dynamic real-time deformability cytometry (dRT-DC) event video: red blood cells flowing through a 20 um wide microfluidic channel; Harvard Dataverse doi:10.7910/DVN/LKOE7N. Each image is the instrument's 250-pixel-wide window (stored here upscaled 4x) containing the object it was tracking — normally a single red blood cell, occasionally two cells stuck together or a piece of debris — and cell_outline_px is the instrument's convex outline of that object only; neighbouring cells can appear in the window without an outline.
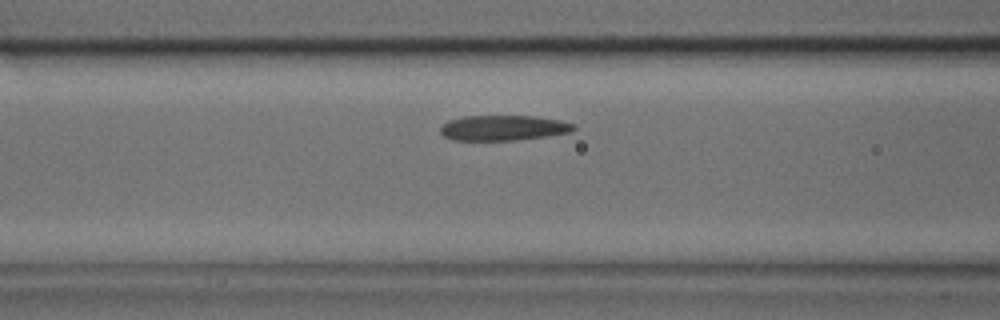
{"species": "common noctule bat (a hibernating species)", "species_latin": "Nyctalus noctula", "temperature_condition": "cold", "stored_images_in_passage": 26, "camera_frame_rate_fps": 3000, "um_per_image_px": 0.085, "animal": {"sex": "male", "body_mass_g": 17.9, "forearm_length_mm": 54.2}, "frame": {"image": 1, "passage_image": 5, "time_ms": 1.333, "image_size_px": [1000, 320], "cell_outline_px": [[576, 128], [572, 132], [516, 140], [452, 140], [444, 136], [440, 132], [440, 128], [448, 120], [464, 116], [536, 116], [560, 120], [576, 124]], "centroid_in_image_um": [42.8, 10.86], "position_along_channel_um": 123.8, "area_um2": 19.65}}
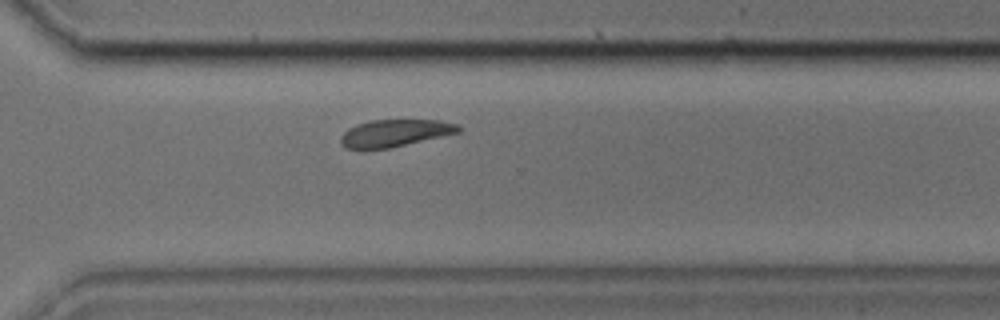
{"frame": {"image": 2, "passage_image": 19, "time_ms": 6.0, "image_size_px": [1000, 320], "cell_outline_px": [[464, 128], [460, 132], [388, 148], [348, 148], [340, 144], [340, 136], [348, 128], [356, 124], [368, 120], [440, 120], [460, 124]], "centroid_in_image_um": [33.6, 11.28], "position_along_channel_um": 337.0, "area_um2": 18.61}}
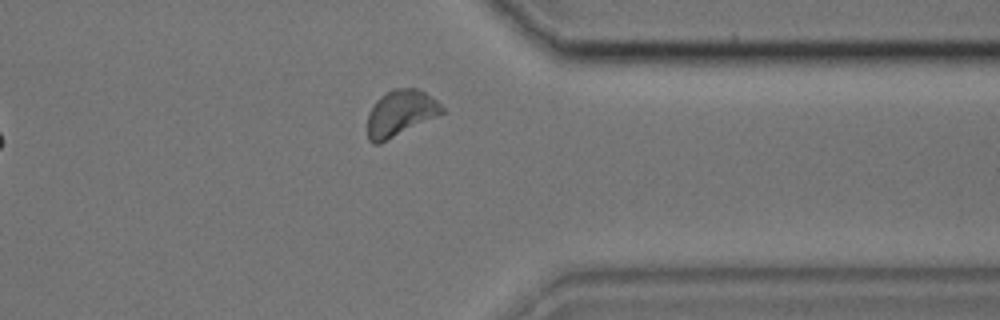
{"frame": {"image": 3, "passage_image": 22, "time_ms": 7.0, "image_size_px": [1000, 320], "cell_outline_px": [[444, 112], [380, 144], [372, 144], [368, 140], [368, 116], [376, 100], [380, 96], [392, 88], [416, 88], [424, 92], [436, 100], [444, 108]], "centroid_in_image_um": [34.01, 9.62], "position_along_channel_um": 377.4, "area_um2": 19.77}}